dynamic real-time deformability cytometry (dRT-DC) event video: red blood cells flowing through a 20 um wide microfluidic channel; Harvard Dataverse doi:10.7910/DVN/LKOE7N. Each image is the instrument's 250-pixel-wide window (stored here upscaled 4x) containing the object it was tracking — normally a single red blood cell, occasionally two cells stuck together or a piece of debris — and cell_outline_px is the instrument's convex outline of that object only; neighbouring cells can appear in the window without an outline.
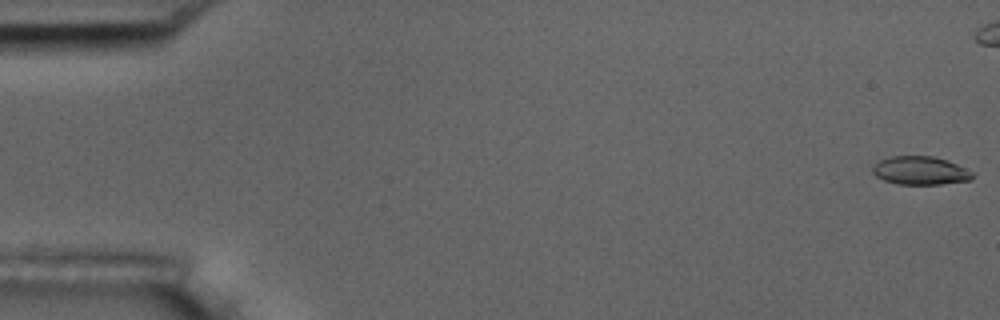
{"species": "common noctule bat (a hibernating species)", "species_latin": "Nyctalus noctula", "temperature_condition": "room temperature", "stored_images_in_passage": 44, "camera_frame_rate_fps": 3000, "um_per_image_px": 0.085, "animal": {"sex": "male", "body_mass_g": 17.5, "forearm_length_mm": 52.3}, "frame": {"image": 1, "passage_image": 1, "time_ms": 0.0, "image_size_px": [1000, 320], "cell_outline_px": [[972, 180], [940, 184], [896, 184], [884, 180], [876, 176], [872, 172], [872, 164], [880, 160], [892, 156], [932, 156], [948, 160], [972, 172]], "centroid_in_image_um": [78.19, 14.5], "position_along_channel_um": 6.8, "area_um2": 16.47}}
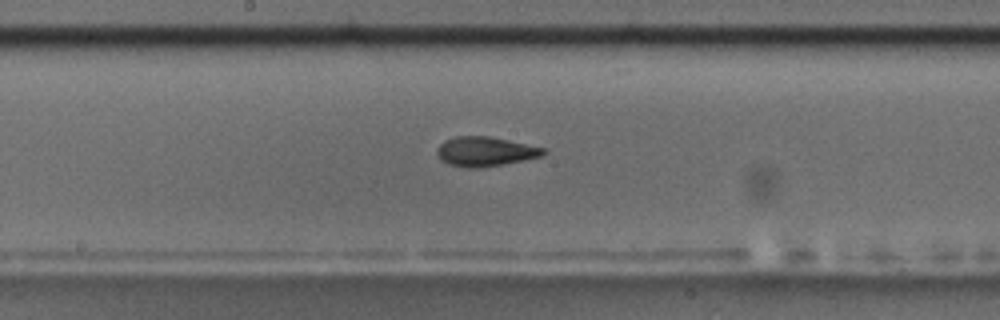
{"frame": {"image": 2, "passage_image": 29, "time_ms": 9.333, "image_size_px": [1000, 320], "cell_outline_px": [[548, 152], [540, 156], [524, 160], [476, 168], [468, 168], [448, 164], [440, 160], [436, 152], [436, 148], [444, 140], [456, 136], [488, 136], [508, 140], [544, 148]], "centroid_in_image_um": [41.19, 12.87], "position_along_channel_um": 207.0, "area_um2": 18.15}}
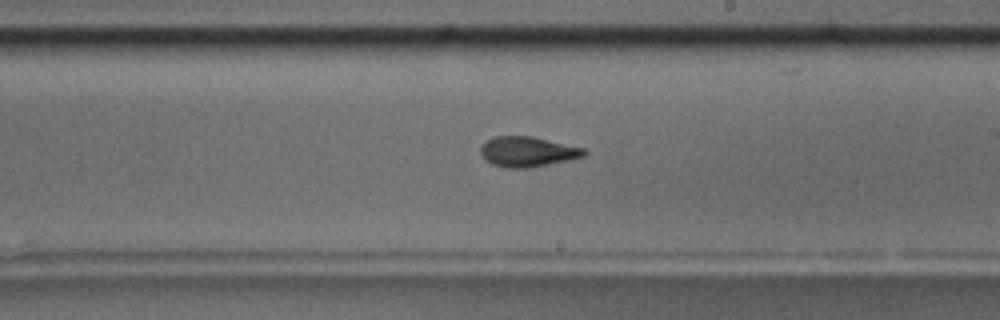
{"frame": {"image": 3, "passage_image": 32, "time_ms": 10.333, "image_size_px": [1000, 320], "cell_outline_px": [[588, 152], [584, 156], [568, 160], [528, 168], [508, 168], [492, 164], [480, 152], [480, 148], [492, 136], [532, 136], [584, 148]], "centroid_in_image_um": [44.86, 12.89], "position_along_channel_um": 244.1, "area_um2": 17.98}}